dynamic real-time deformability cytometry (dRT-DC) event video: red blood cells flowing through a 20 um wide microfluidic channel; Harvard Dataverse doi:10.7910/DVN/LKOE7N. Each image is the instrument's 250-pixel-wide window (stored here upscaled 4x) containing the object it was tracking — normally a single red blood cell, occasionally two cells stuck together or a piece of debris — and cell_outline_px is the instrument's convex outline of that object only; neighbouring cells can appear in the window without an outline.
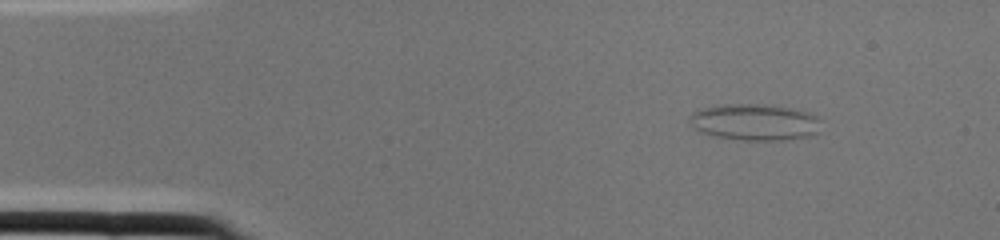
{"species": "common noctule bat (a hibernating species)", "species_latin": "Nyctalus noctula", "temperature_condition": "cold", "stored_images_in_passage": 1, "camera_frame_rate_fps": 3000, "um_per_image_px": 0.085, "animal": {"sex": "female", "body_mass_g": 22.0, "forearm_length_mm": 56.7}, "frame": {"image": 1, "passage_image": 1, "time_ms": 0.0, "image_size_px": [1000, 240], "cell_outline_px": [[820, 120], [816, 132], [812, 136], [784, 140], [732, 140], [700, 132], [688, 124], [688, 116], [692, 112], [716, 104], [756, 104], [788, 108], [808, 112], [816, 116]], "centroid_in_image_um": [64.07, 10.39], "position_along_channel_um": 20.9, "area_um2": 28.09}}